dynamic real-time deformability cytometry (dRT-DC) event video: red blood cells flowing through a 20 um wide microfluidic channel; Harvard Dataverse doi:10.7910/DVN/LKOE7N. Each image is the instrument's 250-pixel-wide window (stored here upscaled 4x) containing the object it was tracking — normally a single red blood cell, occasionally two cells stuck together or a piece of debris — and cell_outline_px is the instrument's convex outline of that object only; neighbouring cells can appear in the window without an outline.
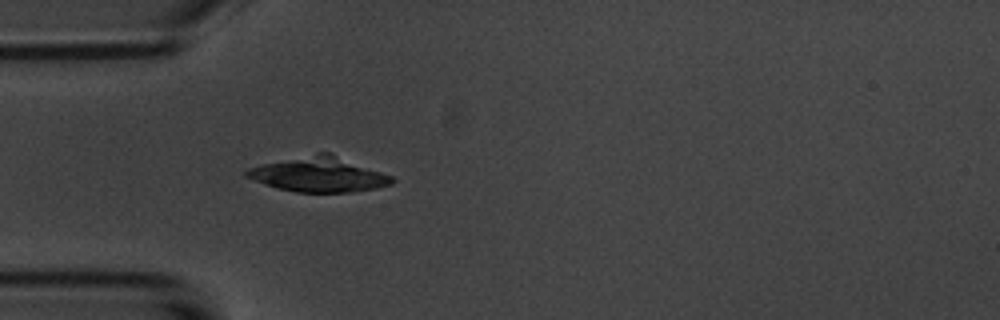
{"species": "common noctule bat (a hibernating species)", "species_latin": "Nyctalus noctula", "temperature_condition": "room temperature", "stored_images_in_passage": 2, "camera_frame_rate_fps": 3000, "um_per_image_px": 0.085, "animal": {"sex": "male", "body_mass_g": 20.1, "forearm_length_mm": 53.5}, "frame": {"image": 1, "passage_image": 2, "time_ms": 1.0, "image_size_px": [1000, 320], "cell_outline_px": [[396, 180], [392, 184], [376, 188], [352, 192], [296, 192], [276, 188], [264, 184], [244, 176], [244, 172], [248, 168], [260, 164], [316, 152], [328, 152], [392, 176]], "centroid_in_image_um": [27.06, 14.83], "position_along_channel_um": 57.9, "area_um2": 29.59}}